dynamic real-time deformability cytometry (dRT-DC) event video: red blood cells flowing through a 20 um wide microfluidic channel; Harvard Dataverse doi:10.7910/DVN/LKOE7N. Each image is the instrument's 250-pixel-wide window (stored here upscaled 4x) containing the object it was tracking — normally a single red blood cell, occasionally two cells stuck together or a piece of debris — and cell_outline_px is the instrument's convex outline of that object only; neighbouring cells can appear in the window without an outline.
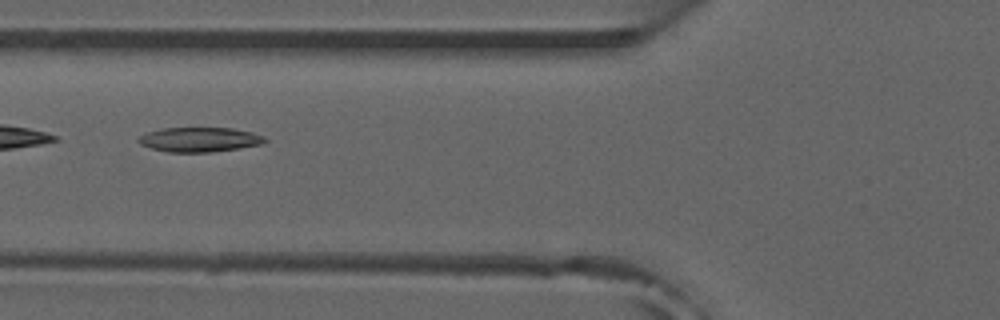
{"species": "common noctule bat (a hibernating species)", "species_latin": "Nyctalus noctula", "temperature_condition": "room temperature", "stored_images_in_passage": 13, "camera_frame_rate_fps": 3000, "um_per_image_px": 0.085, "animal": {"sex": "male", "forearm_length_mm": 52.5}, "frame": {"image": 1, "passage_image": 4, "time_ms": 1.0, "image_size_px": [1000, 320], "cell_outline_px": [[268, 140], [264, 144], [240, 148], [212, 152], [168, 152], [152, 148], [140, 144], [136, 140], [140, 136], [148, 132], [164, 128], [232, 128], [252, 132], [264, 136]], "centroid_in_image_um": [17.0, 11.87], "position_along_channel_um": 108.8, "area_um2": 18.15}}
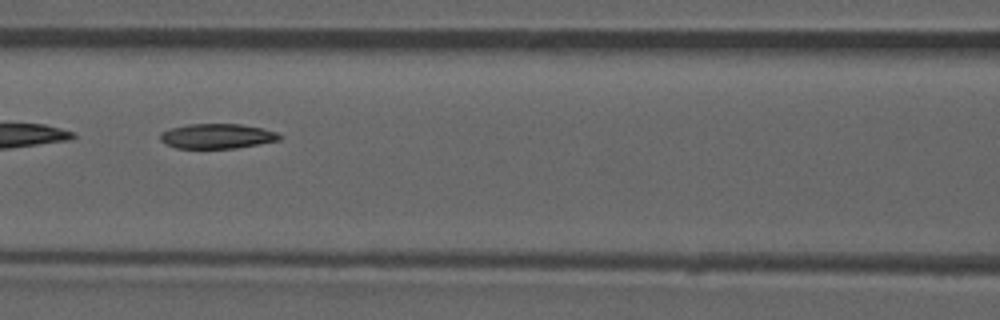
{"frame": {"image": 2, "passage_image": 7, "time_ms": 2.0, "image_size_px": [1000, 320], "cell_outline_px": [[284, 136], [280, 140], [236, 148], [176, 148], [164, 144], [160, 140], [160, 132], [172, 128], [188, 124], [240, 124], [260, 128], [276, 132]], "centroid_in_image_um": [18.44, 11.58], "position_along_channel_um": 148.2, "area_um2": 17.28}}